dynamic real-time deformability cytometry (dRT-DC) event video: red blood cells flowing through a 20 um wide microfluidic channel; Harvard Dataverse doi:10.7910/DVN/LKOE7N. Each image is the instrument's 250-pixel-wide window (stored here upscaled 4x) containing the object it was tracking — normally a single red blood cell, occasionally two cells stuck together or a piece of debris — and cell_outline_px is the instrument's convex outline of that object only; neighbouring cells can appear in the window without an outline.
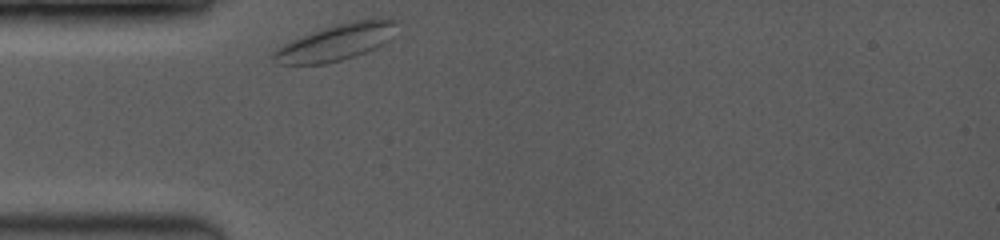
{"species": "common noctule bat (a hibernating species)", "species_latin": "Nyctalus noctula", "temperature_condition": "room temperature", "stored_images_in_passage": 40, "camera_frame_rate_fps": 3500, "um_per_image_px": 0.085, "animal": {"sex": "female", "body_mass_g": 19.0, "forearm_length_mm": 53.3}, "frame": {"image": 1, "passage_image": 1, "time_ms": 0.0, "image_size_px": [1000, 240], "cell_outline_px": [[396, 20], [388, 40], [376, 48], [356, 56], [324, 64], [280, 64], [272, 60], [268, 56], [276, 48], [292, 40], [312, 32], [348, 20], [376, 16]], "centroid_in_image_um": [28.53, 3.58], "position_along_channel_um": 56.5, "area_um2": 26.24}}
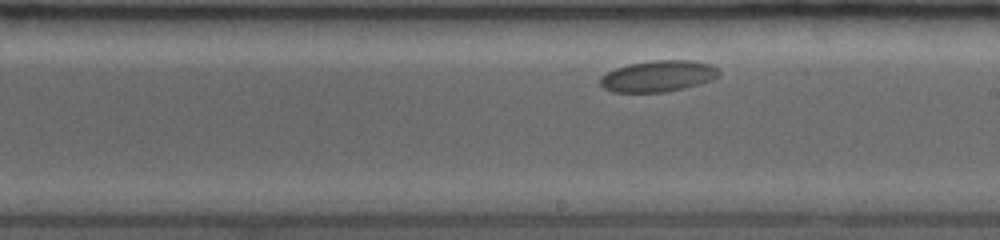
{"frame": {"image": 2, "passage_image": 23, "time_ms": 5.143, "image_size_px": [1000, 240], "cell_outline_px": [[720, 76], [712, 80], [700, 84], [684, 88], [664, 92], [612, 92], [604, 88], [600, 84], [600, 76], [616, 68], [628, 64], [652, 60], [692, 60], [712, 64], [720, 72]], "centroid_in_image_um": [55.96, 6.46], "position_along_channel_um": 233.0, "area_um2": 21.79}}
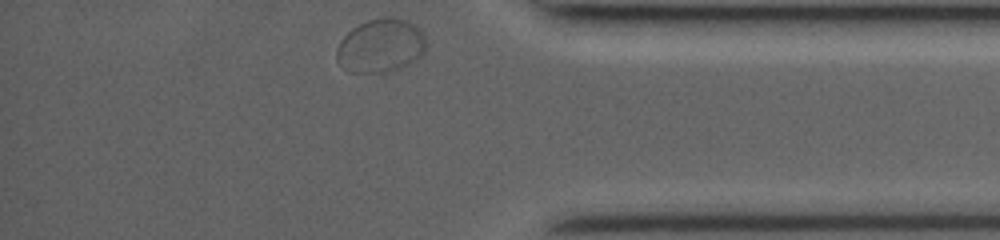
{"frame": {"image": 3, "passage_image": 40, "time_ms": 10.0, "image_size_px": [1000, 240], "cell_outline_px": [[428, 44], [424, 52], [416, 60], [400, 68], [388, 72], [348, 72], [336, 60], [336, 48], [340, 40], [352, 28], [368, 20], [384, 16], [392, 16], [416, 24], [424, 32]], "centroid_in_image_um": [32.39, 3.87], "position_along_channel_um": 402.8, "area_um2": 28.44}}